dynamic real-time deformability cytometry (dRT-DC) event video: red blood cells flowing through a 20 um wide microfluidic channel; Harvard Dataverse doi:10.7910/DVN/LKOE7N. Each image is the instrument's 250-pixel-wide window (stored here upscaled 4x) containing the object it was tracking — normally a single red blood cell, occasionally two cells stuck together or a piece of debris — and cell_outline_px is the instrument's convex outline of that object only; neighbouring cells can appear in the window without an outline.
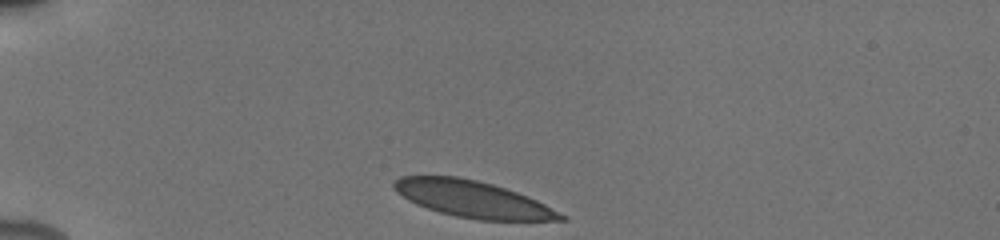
{"species": "human", "species_latin": "Homo sapiens", "temperature_condition": "cold", "stored_images_in_passage": 9, "camera_frame_rate_fps": 3000, "um_per_image_px": 0.085, "donor": {"sex": "male"}, "frame": {"image": 1, "passage_image": 1, "time_ms": 0.0, "image_size_px": [1000, 240], "cell_outline_px": [[568, 220], [480, 220], [456, 216], [440, 212], [416, 204], [408, 200], [396, 192], [392, 188], [392, 184], [400, 176], [456, 176], [476, 180], [492, 184], [516, 192], [536, 200], [568, 216]], "centroid_in_image_um": [40.17, 16.92], "position_along_channel_um": 44.8, "area_um2": 35.26}}